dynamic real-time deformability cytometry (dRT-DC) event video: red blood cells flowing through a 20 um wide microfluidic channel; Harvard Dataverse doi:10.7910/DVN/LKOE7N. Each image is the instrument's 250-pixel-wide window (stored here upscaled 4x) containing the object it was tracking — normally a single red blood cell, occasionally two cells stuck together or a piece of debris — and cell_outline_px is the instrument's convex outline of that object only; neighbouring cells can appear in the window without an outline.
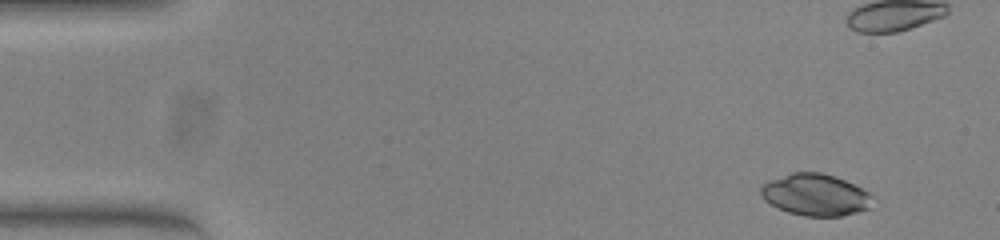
{"species": "common noctule bat (a hibernating species)", "species_latin": "Nyctalus noctula", "temperature_condition": "warm", "stored_images_in_passage": 53, "camera_frame_rate_fps": 3000, "um_per_image_px": 0.085, "animal": {"sex": "female", "body_mass_g": 23.0, "forearm_length_mm": 53.4}, "frame": {"image": 1, "passage_image": 3, "time_ms": 0.667, "image_size_px": [1000, 240], "cell_outline_px": [[872, 196], [868, 208], [856, 212], [840, 216], [804, 216], [788, 212], [764, 200], [760, 192], [760, 188], [764, 184], [772, 180], [792, 172], [820, 172], [844, 180], [868, 192]], "centroid_in_image_um": [69.29, 16.56], "position_along_channel_um": 15.7, "area_um2": 26.59}}
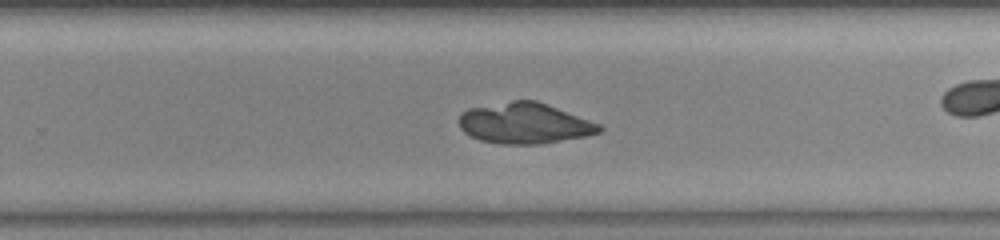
{"frame": {"image": 2, "passage_image": 33, "time_ms": 10.667, "image_size_px": [1000, 240], "cell_outline_px": [[604, 128], [600, 132], [584, 136], [540, 144], [500, 144], [480, 140], [464, 132], [460, 128], [460, 112], [468, 108], [512, 100], [536, 100], [600, 124]], "centroid_in_image_um": [44.56, 10.47], "position_along_channel_um": 285.2, "area_um2": 33.18}}
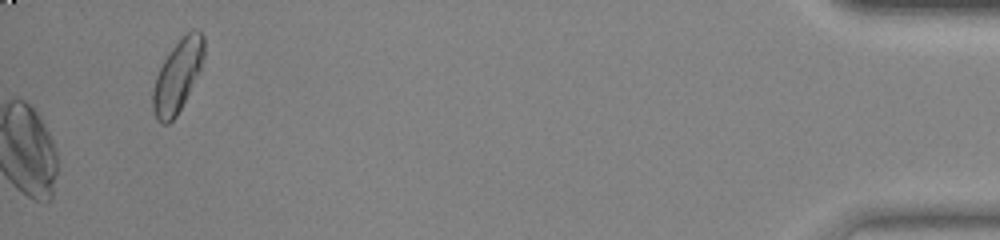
{"frame": {"image": 3, "passage_image": 53, "time_ms": 17.333, "image_size_px": [1000, 240], "cell_outline_px": [[204, 56], [200, 68], [176, 116], [168, 124], [160, 124], [156, 120], [152, 108], [152, 92], [156, 76], [164, 60], [172, 48], [192, 28], [196, 28], [204, 36]], "centroid_in_image_um": [15.07, 6.47], "position_along_channel_um": 420.1, "area_um2": 21.04}}